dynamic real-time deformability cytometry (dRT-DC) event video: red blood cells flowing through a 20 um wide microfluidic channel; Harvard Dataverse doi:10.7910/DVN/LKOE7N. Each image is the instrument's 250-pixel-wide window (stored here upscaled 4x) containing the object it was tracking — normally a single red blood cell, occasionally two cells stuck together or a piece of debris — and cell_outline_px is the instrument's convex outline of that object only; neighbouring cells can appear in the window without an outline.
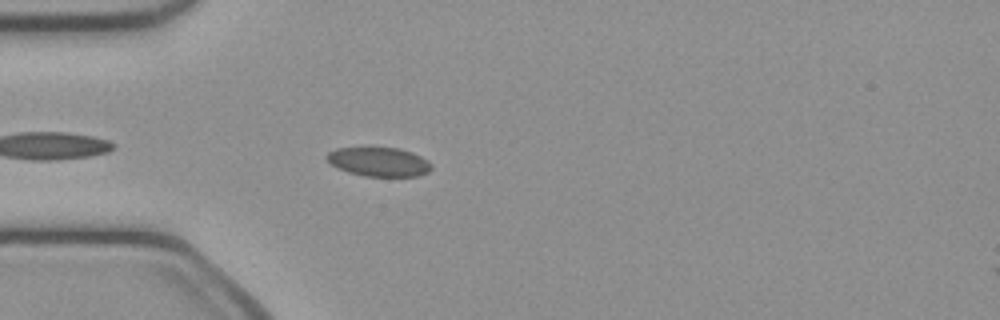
{"species": "common noctule bat (a hibernating species)", "species_latin": "Nyctalus noctula", "temperature_condition": "cold", "stored_images_in_passage": 36, "camera_frame_rate_fps": 3000, "um_per_image_px": 0.085, "animal": {"sex": "female", "body_mass_g": 21.9}, "frame": {"image": 1, "passage_image": 4, "time_ms": 1.0, "image_size_px": [1000, 320], "cell_outline_px": [[432, 168], [428, 172], [416, 176], [364, 176], [348, 172], [332, 164], [324, 156], [328, 152], [336, 148], [400, 148], [412, 152], [428, 160], [432, 164]], "centroid_in_image_um": [32.23, 13.75], "position_along_channel_um": 52.8, "area_um2": 17.63}}
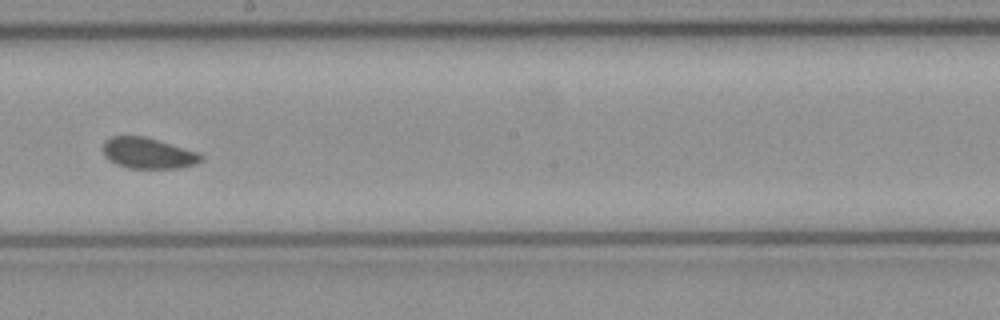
{"frame": {"image": 2, "passage_image": 18, "time_ms": 5.667, "image_size_px": [1000, 320], "cell_outline_px": [[204, 156], [196, 164], [180, 168], [128, 168], [116, 164], [108, 160], [104, 156], [104, 140], [112, 136], [144, 136], [200, 152]], "centroid_in_image_um": [12.59, 13.02], "position_along_channel_um": 235.6, "area_um2": 17.74}}
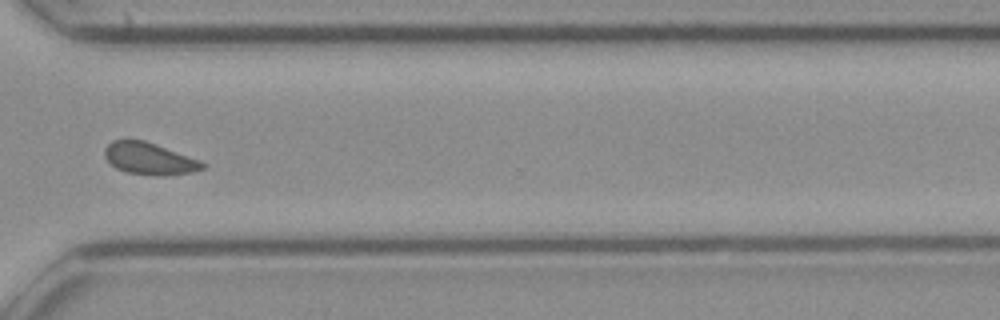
{"frame": {"image": 3, "passage_image": 27, "time_ms": 8.667, "image_size_px": [1000, 320], "cell_outline_px": [[204, 168], [192, 172], [168, 176], [152, 176], [128, 172], [116, 168], [104, 156], [104, 148], [112, 140], [144, 140], [156, 144], [200, 160], [204, 164]], "centroid_in_image_um": [12.69, 13.49], "position_along_channel_um": 357.9, "area_um2": 18.21}, "authors_computed_cell_mechanics": {"area_um2": 18.207, "velocity_mm_per_s": 4.0791, "shape_relaxation_time_tau1_ms": null, "shape_relaxation_time_tau2_ms": 5.8104, "deformation_change_tau1": null, "deformation_change_tau2": 0.0714}}